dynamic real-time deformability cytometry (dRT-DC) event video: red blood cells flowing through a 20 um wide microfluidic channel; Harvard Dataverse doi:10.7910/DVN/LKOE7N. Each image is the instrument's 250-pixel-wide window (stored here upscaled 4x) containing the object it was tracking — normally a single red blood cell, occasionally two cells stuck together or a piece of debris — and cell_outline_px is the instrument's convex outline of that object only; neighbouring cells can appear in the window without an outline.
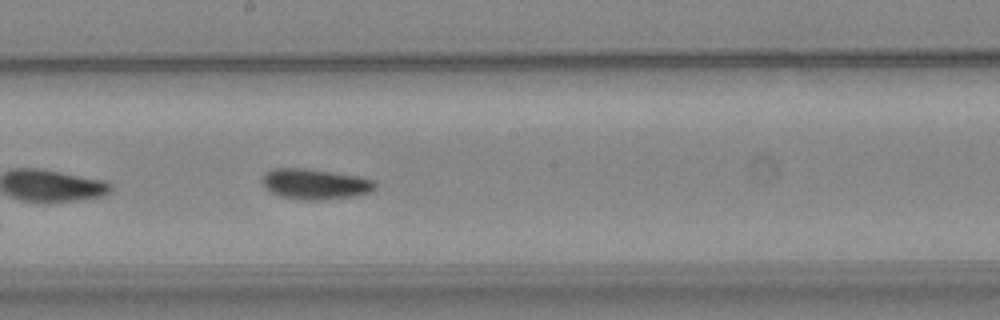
{"species": "common noctule bat (a hibernating species)", "species_latin": "Nyctalus noctula", "temperature_condition": "warm", "stored_images_in_passage": 31, "camera_frame_rate_fps": 3000, "um_per_image_px": 0.085, "animal": {"sex": "female", "body_mass_g": 24.6, "forearm_length_mm": 56.2}, "frame": {"image": 1, "passage_image": 14, "time_ms": 4.333, "image_size_px": [1000, 320], "cell_outline_px": [[376, 188], [368, 192], [356, 196], [320, 200], [304, 200], [280, 196], [264, 188], [264, 176], [272, 168], [308, 168], [360, 176], [376, 180]], "centroid_in_image_um": [26.84, 15.64], "position_along_channel_um": 221.4, "area_um2": 20.11}}
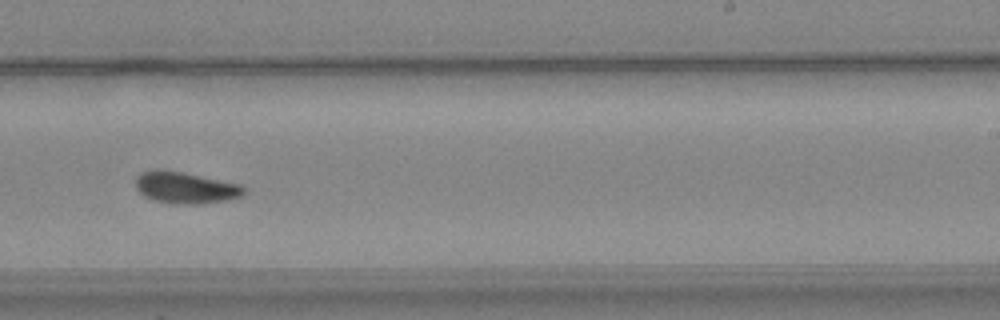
{"frame": {"image": 2, "passage_image": 18, "time_ms": 5.667, "image_size_px": [1000, 320], "cell_outline_px": [[244, 192], [240, 196], [228, 200], [200, 204], [176, 204], [152, 200], [144, 196], [136, 188], [136, 176], [140, 172], [152, 168], [160, 168], [184, 172], [240, 184], [244, 188]], "centroid_in_image_um": [15.7, 15.93], "position_along_channel_um": 273.3, "area_um2": 20.23}, "authors_computed_cell_mechanics": {"area_um2": 19.363, "velocity_mm_per_s": 3.9049, "shape_relaxation_time_tau1_ms": 6.0601, "shape_relaxation_time_tau2_ms": null, "deformation_change_tau1": 0.1644, "deformation_change_tau2": null}}